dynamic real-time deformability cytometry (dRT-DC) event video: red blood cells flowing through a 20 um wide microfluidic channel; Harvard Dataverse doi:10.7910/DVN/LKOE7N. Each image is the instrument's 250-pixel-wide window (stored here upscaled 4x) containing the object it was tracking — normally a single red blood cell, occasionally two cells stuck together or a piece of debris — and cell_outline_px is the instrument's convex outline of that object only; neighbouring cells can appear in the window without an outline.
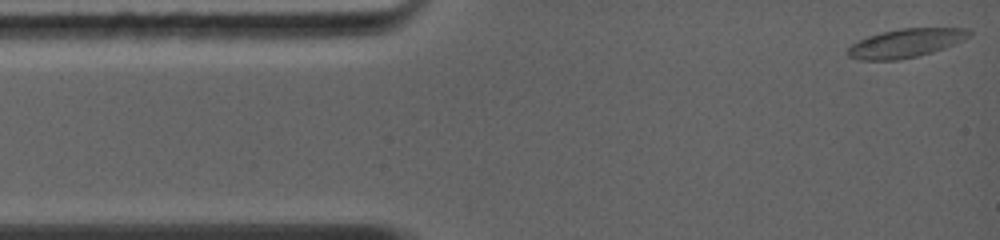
{"species": "common noctule bat (a hibernating species)", "species_latin": "Nyctalus noctula", "temperature_condition": "warm", "stored_images_in_passage": 50, "camera_frame_rate_fps": 5000, "um_per_image_px": 0.085, "animal": {"sex": "female", "body_mass_g": 19.0, "forearm_length_mm": 56.7}, "frame": {"image": 1, "passage_image": 1, "time_ms": 0.0, "image_size_px": [1000, 240], "cell_outline_px": [[972, 36], [964, 40], [944, 48], [932, 52], [916, 56], [896, 60], [860, 60], [848, 56], [848, 48], [852, 44], [868, 36], [900, 28], [968, 28], [972, 32]], "centroid_in_image_um": [77.03, 3.66], "position_along_channel_um": 8.0, "area_um2": 20.17}}
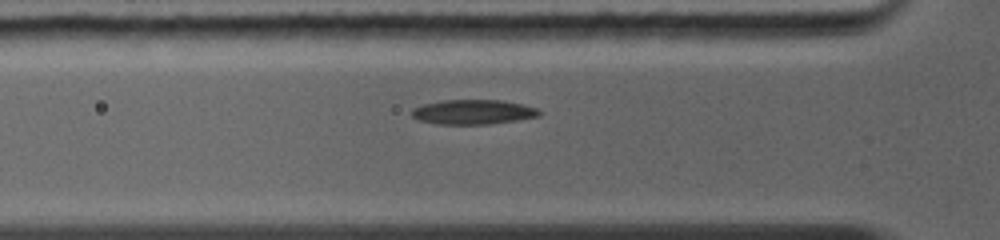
{"frame": {"image": 2, "passage_image": 31, "time_ms": 3.4, "image_size_px": [1000, 240], "cell_outline_px": [[544, 112], [540, 116], [516, 120], [488, 124], [436, 124], [420, 120], [412, 116], [412, 108], [424, 104], [444, 100], [500, 100], [524, 104], [536, 108]], "centroid_in_image_um": [40.25, 9.51], "position_along_channel_um": 85.5, "area_um2": 18.32}}
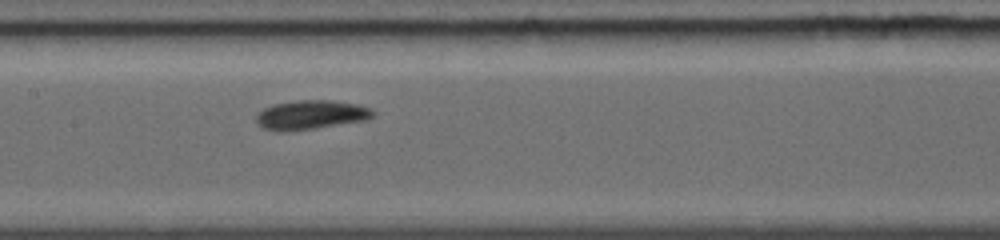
{"frame": {"image": 3, "passage_image": 49, "time_ms": 5.6, "image_size_px": [1000, 240], "cell_outline_px": [[376, 112], [368, 120], [316, 128], [288, 132], [280, 132], [260, 128], [256, 124], [256, 116], [264, 108], [272, 104], [296, 100], [332, 100], [356, 104], [372, 108]], "centroid_in_image_um": [26.4, 9.77], "position_along_channel_um": 181.0, "area_um2": 20.23}}